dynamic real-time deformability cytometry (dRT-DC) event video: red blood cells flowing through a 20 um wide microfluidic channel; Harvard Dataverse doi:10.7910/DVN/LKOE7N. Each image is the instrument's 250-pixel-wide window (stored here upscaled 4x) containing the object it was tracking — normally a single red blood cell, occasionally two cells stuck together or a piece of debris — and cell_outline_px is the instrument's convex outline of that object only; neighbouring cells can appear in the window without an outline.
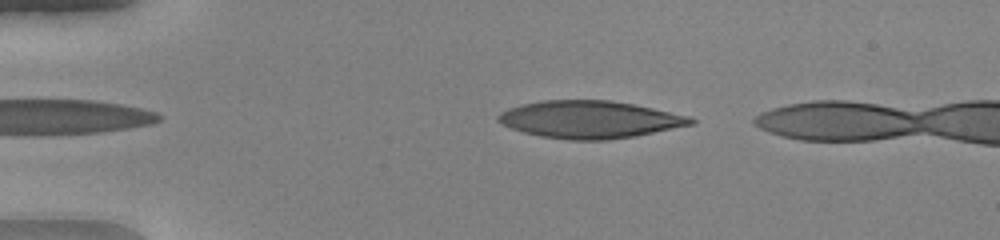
{"species": "human", "species_latin": "Homo sapiens", "temperature_condition": "warm", "stored_images_in_passage": 37, "camera_frame_rate_fps": 3000, "um_per_image_px": 0.085, "donor": {"sex": "female"}, "frame": {"image": 1, "passage_image": 4, "time_ms": 1.0, "image_size_px": [1000, 240], "cell_outline_px": [[696, 124], [636, 136], [608, 140], [568, 140], [540, 136], [524, 132], [500, 124], [496, 120], [496, 116], [500, 112], [508, 108], [520, 104], [544, 100], [612, 100], [652, 108], [688, 116], [696, 120]], "centroid_in_image_um": [50.1, 10.16], "position_along_channel_um": 34.9, "area_um2": 42.19}}
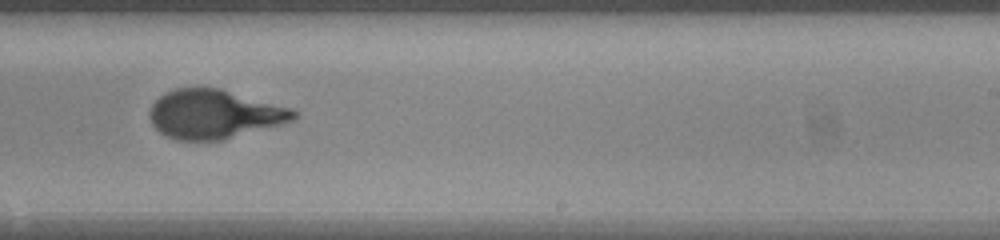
{"frame": {"image": 2, "passage_image": 25, "time_ms": 8.0, "image_size_px": [1000, 240], "cell_outline_px": [[300, 112], [292, 120], [280, 124], [224, 140], [176, 140], [160, 132], [152, 124], [148, 116], [148, 112], [152, 104], [164, 92], [176, 88], [220, 88], [292, 108]], "centroid_in_image_um": [18.19, 9.7], "position_along_channel_um": 270.8, "area_um2": 41.1}}
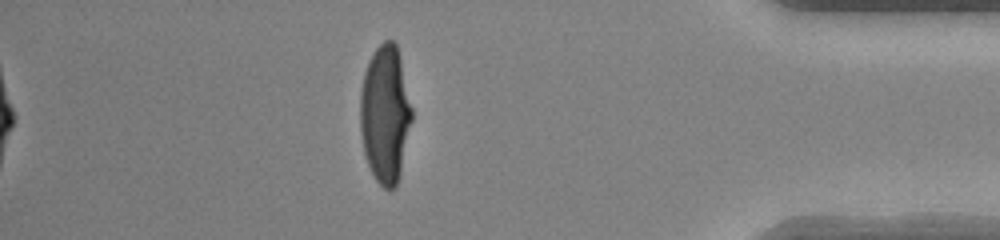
{"frame": {"image": 3, "passage_image": 37, "time_ms": 12.0, "image_size_px": [1000, 240], "cell_outline_px": [[412, 120], [400, 176], [396, 188], [388, 192], [376, 180], [368, 164], [364, 152], [360, 132], [360, 92], [364, 72], [368, 60], [376, 48], [384, 40], [392, 40], [396, 44], [400, 56], [412, 108]], "centroid_in_image_um": [32.74, 9.72], "position_along_channel_um": 402.5, "area_um2": 41.79}, "authors_computed_cell_mechanics": {"area_um2": 42.0784, "velocity_mm_per_s": 4.1548, "shape_relaxation_time_tau1_ms": 9.434, "shape_relaxation_time_tau2_ms": null, "deformation_change_tau1": 0.4606, "deformation_change_tau2": null}}